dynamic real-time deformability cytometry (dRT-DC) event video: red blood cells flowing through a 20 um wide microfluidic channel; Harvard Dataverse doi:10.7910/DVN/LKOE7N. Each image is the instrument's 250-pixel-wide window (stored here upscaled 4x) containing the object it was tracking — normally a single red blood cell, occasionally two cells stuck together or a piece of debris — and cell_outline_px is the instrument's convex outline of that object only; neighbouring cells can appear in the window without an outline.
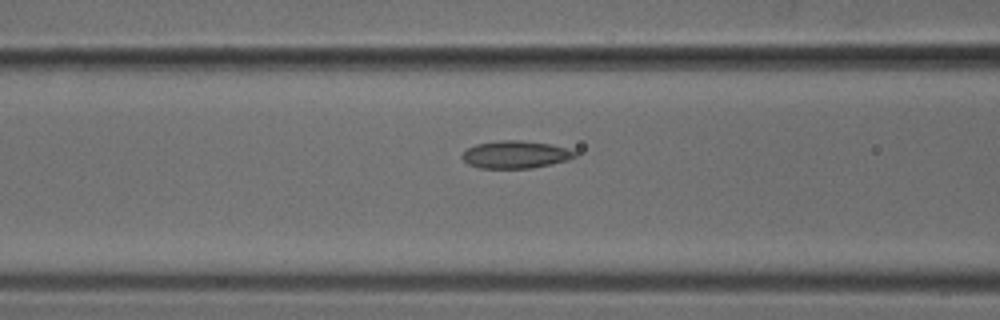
{"species": "common noctule bat (a hibernating species)", "species_latin": "Nyctalus noctula", "temperature_condition": "cold", "stored_images_in_passage": 29, "camera_frame_rate_fps": 3000, "um_per_image_px": 0.085, "animal": {"sex": "male", "body_mass_g": 18.8}, "frame": {"image": 1, "passage_image": 14, "time_ms": 4.333, "image_size_px": [1000, 320], "cell_outline_px": [[576, 156], [568, 160], [552, 164], [532, 168], [480, 168], [468, 164], [460, 156], [468, 148], [476, 144], [500, 140], [520, 140], [552, 144], [568, 148], [576, 152]], "centroid_in_image_um": [43.83, 13.13], "position_along_channel_um": 122.8, "area_um2": 18.15}}
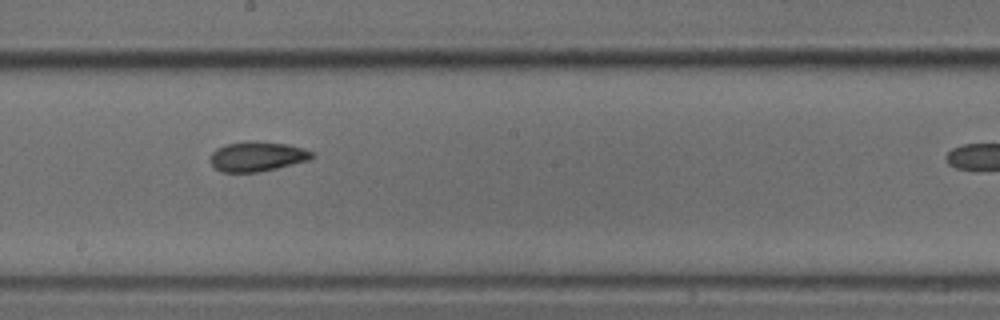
{"frame": {"image": 2, "passage_image": 22, "time_ms": 7.0, "image_size_px": [1000, 320], "cell_outline_px": [[316, 156], [308, 160], [260, 172], [220, 172], [212, 164], [212, 152], [216, 148], [224, 144], [248, 140], [288, 144], [312, 152]], "centroid_in_image_um": [21.84, 13.29], "position_along_channel_um": 226.4, "area_um2": 17.57}}
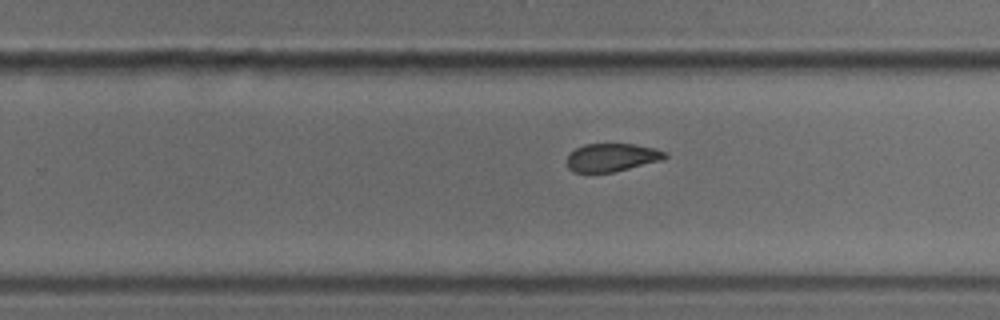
{"frame": {"image": 3, "passage_image": 26, "time_ms": 8.333, "image_size_px": [1000, 320], "cell_outline_px": [[668, 156], [664, 160], [612, 172], [572, 172], [568, 168], [568, 156], [576, 148], [584, 144], [632, 144], [656, 148], [668, 152]], "centroid_in_image_um": [52.06, 13.38], "position_along_channel_um": 277.7, "area_um2": 16.07}}